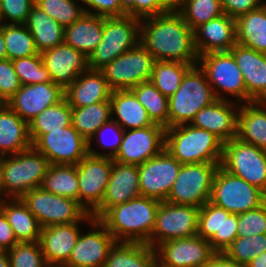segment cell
I'll use <instances>...</instances> for the list:
<instances>
[{"label": "cell", "instance_id": "obj_1", "mask_svg": "<svg viewBox=\"0 0 266 267\" xmlns=\"http://www.w3.org/2000/svg\"><path fill=\"white\" fill-rule=\"evenodd\" d=\"M140 44L155 61H176L195 66L198 54L194 46V31L179 12H166L142 18ZM148 19V22H147Z\"/></svg>", "mask_w": 266, "mask_h": 267}, {"label": "cell", "instance_id": "obj_2", "mask_svg": "<svg viewBox=\"0 0 266 267\" xmlns=\"http://www.w3.org/2000/svg\"><path fill=\"white\" fill-rule=\"evenodd\" d=\"M160 202L154 198L139 196L111 207L99 220L117 242H139L150 246Z\"/></svg>", "mask_w": 266, "mask_h": 267}, {"label": "cell", "instance_id": "obj_3", "mask_svg": "<svg viewBox=\"0 0 266 267\" xmlns=\"http://www.w3.org/2000/svg\"><path fill=\"white\" fill-rule=\"evenodd\" d=\"M224 142L192 124L166 128L165 149L181 164L221 163Z\"/></svg>", "mask_w": 266, "mask_h": 267}, {"label": "cell", "instance_id": "obj_4", "mask_svg": "<svg viewBox=\"0 0 266 267\" xmlns=\"http://www.w3.org/2000/svg\"><path fill=\"white\" fill-rule=\"evenodd\" d=\"M12 156H0V184L1 193L16 199L41 187L50 163L33 145Z\"/></svg>", "mask_w": 266, "mask_h": 267}, {"label": "cell", "instance_id": "obj_5", "mask_svg": "<svg viewBox=\"0 0 266 267\" xmlns=\"http://www.w3.org/2000/svg\"><path fill=\"white\" fill-rule=\"evenodd\" d=\"M213 89L205 72L197 65L184 75L179 89L169 98L168 128L192 122L196 113L217 99H225Z\"/></svg>", "mask_w": 266, "mask_h": 267}, {"label": "cell", "instance_id": "obj_6", "mask_svg": "<svg viewBox=\"0 0 266 267\" xmlns=\"http://www.w3.org/2000/svg\"><path fill=\"white\" fill-rule=\"evenodd\" d=\"M140 22L141 19L128 15L104 17L103 37L88 58V69L101 70L119 55L136 47L140 43L137 41Z\"/></svg>", "mask_w": 266, "mask_h": 267}, {"label": "cell", "instance_id": "obj_7", "mask_svg": "<svg viewBox=\"0 0 266 267\" xmlns=\"http://www.w3.org/2000/svg\"><path fill=\"white\" fill-rule=\"evenodd\" d=\"M21 199L38 220L41 228L94 219L78 201L45 191L42 187L28 191Z\"/></svg>", "mask_w": 266, "mask_h": 267}, {"label": "cell", "instance_id": "obj_8", "mask_svg": "<svg viewBox=\"0 0 266 267\" xmlns=\"http://www.w3.org/2000/svg\"><path fill=\"white\" fill-rule=\"evenodd\" d=\"M209 202L238 215L263 205L266 194L219 165L214 175Z\"/></svg>", "mask_w": 266, "mask_h": 267}, {"label": "cell", "instance_id": "obj_9", "mask_svg": "<svg viewBox=\"0 0 266 267\" xmlns=\"http://www.w3.org/2000/svg\"><path fill=\"white\" fill-rule=\"evenodd\" d=\"M220 166L266 194V151L233 138L224 142Z\"/></svg>", "mask_w": 266, "mask_h": 267}, {"label": "cell", "instance_id": "obj_10", "mask_svg": "<svg viewBox=\"0 0 266 267\" xmlns=\"http://www.w3.org/2000/svg\"><path fill=\"white\" fill-rule=\"evenodd\" d=\"M220 163L182 164L166 202L202 207L210 200Z\"/></svg>", "mask_w": 266, "mask_h": 267}, {"label": "cell", "instance_id": "obj_11", "mask_svg": "<svg viewBox=\"0 0 266 267\" xmlns=\"http://www.w3.org/2000/svg\"><path fill=\"white\" fill-rule=\"evenodd\" d=\"M154 62V57L139 43L100 71L112 91L128 90L151 79Z\"/></svg>", "mask_w": 266, "mask_h": 267}, {"label": "cell", "instance_id": "obj_12", "mask_svg": "<svg viewBox=\"0 0 266 267\" xmlns=\"http://www.w3.org/2000/svg\"><path fill=\"white\" fill-rule=\"evenodd\" d=\"M200 207L161 201L155 219V227L150 237V247L173 239L197 234ZM155 237V238H154ZM157 240V241H156Z\"/></svg>", "mask_w": 266, "mask_h": 267}, {"label": "cell", "instance_id": "obj_13", "mask_svg": "<svg viewBox=\"0 0 266 267\" xmlns=\"http://www.w3.org/2000/svg\"><path fill=\"white\" fill-rule=\"evenodd\" d=\"M112 163L111 158L88 153L77 164L78 203L90 214L102 203Z\"/></svg>", "mask_w": 266, "mask_h": 267}, {"label": "cell", "instance_id": "obj_14", "mask_svg": "<svg viewBox=\"0 0 266 267\" xmlns=\"http://www.w3.org/2000/svg\"><path fill=\"white\" fill-rule=\"evenodd\" d=\"M181 165L166 149L138 165L141 196L166 201Z\"/></svg>", "mask_w": 266, "mask_h": 267}, {"label": "cell", "instance_id": "obj_15", "mask_svg": "<svg viewBox=\"0 0 266 267\" xmlns=\"http://www.w3.org/2000/svg\"><path fill=\"white\" fill-rule=\"evenodd\" d=\"M33 146L50 164L76 165L88 154V141L72 124L43 134Z\"/></svg>", "mask_w": 266, "mask_h": 267}, {"label": "cell", "instance_id": "obj_16", "mask_svg": "<svg viewBox=\"0 0 266 267\" xmlns=\"http://www.w3.org/2000/svg\"><path fill=\"white\" fill-rule=\"evenodd\" d=\"M166 128L153 124L148 127L124 130L119 150L113 159L121 164L141 165L165 149Z\"/></svg>", "mask_w": 266, "mask_h": 267}, {"label": "cell", "instance_id": "obj_17", "mask_svg": "<svg viewBox=\"0 0 266 267\" xmlns=\"http://www.w3.org/2000/svg\"><path fill=\"white\" fill-rule=\"evenodd\" d=\"M154 250L158 252L159 267H204L216 253L210 243L197 234L166 241Z\"/></svg>", "mask_w": 266, "mask_h": 267}, {"label": "cell", "instance_id": "obj_18", "mask_svg": "<svg viewBox=\"0 0 266 267\" xmlns=\"http://www.w3.org/2000/svg\"><path fill=\"white\" fill-rule=\"evenodd\" d=\"M198 61L202 62L201 69L205 72L212 88L215 86L216 89L237 96L238 101L244 100L247 104V91L242 72L230 52L207 53L199 56Z\"/></svg>", "mask_w": 266, "mask_h": 267}, {"label": "cell", "instance_id": "obj_19", "mask_svg": "<svg viewBox=\"0 0 266 267\" xmlns=\"http://www.w3.org/2000/svg\"><path fill=\"white\" fill-rule=\"evenodd\" d=\"M238 215L211 202L200 207L197 235L207 240L216 252H223L238 237Z\"/></svg>", "mask_w": 266, "mask_h": 267}, {"label": "cell", "instance_id": "obj_20", "mask_svg": "<svg viewBox=\"0 0 266 267\" xmlns=\"http://www.w3.org/2000/svg\"><path fill=\"white\" fill-rule=\"evenodd\" d=\"M91 223L92 227L102 228V231L80 234L63 267H104L109 251L117 241L99 219L94 218Z\"/></svg>", "mask_w": 266, "mask_h": 267}, {"label": "cell", "instance_id": "obj_21", "mask_svg": "<svg viewBox=\"0 0 266 267\" xmlns=\"http://www.w3.org/2000/svg\"><path fill=\"white\" fill-rule=\"evenodd\" d=\"M64 98V89L56 83L21 85L16 94L6 104L24 121L29 123L47 107Z\"/></svg>", "mask_w": 266, "mask_h": 267}, {"label": "cell", "instance_id": "obj_22", "mask_svg": "<svg viewBox=\"0 0 266 267\" xmlns=\"http://www.w3.org/2000/svg\"><path fill=\"white\" fill-rule=\"evenodd\" d=\"M141 196L138 165L121 164L113 160L109 182L102 203L91 213L100 219L111 207Z\"/></svg>", "mask_w": 266, "mask_h": 267}, {"label": "cell", "instance_id": "obj_23", "mask_svg": "<svg viewBox=\"0 0 266 267\" xmlns=\"http://www.w3.org/2000/svg\"><path fill=\"white\" fill-rule=\"evenodd\" d=\"M40 54L52 82L64 90L88 69V59L65 42Z\"/></svg>", "mask_w": 266, "mask_h": 267}, {"label": "cell", "instance_id": "obj_24", "mask_svg": "<svg viewBox=\"0 0 266 267\" xmlns=\"http://www.w3.org/2000/svg\"><path fill=\"white\" fill-rule=\"evenodd\" d=\"M240 71L247 91V103L266 98V54L236 43L229 51Z\"/></svg>", "mask_w": 266, "mask_h": 267}, {"label": "cell", "instance_id": "obj_25", "mask_svg": "<svg viewBox=\"0 0 266 267\" xmlns=\"http://www.w3.org/2000/svg\"><path fill=\"white\" fill-rule=\"evenodd\" d=\"M78 222L41 228L40 244L48 267H63L80 236Z\"/></svg>", "mask_w": 266, "mask_h": 267}, {"label": "cell", "instance_id": "obj_26", "mask_svg": "<svg viewBox=\"0 0 266 267\" xmlns=\"http://www.w3.org/2000/svg\"><path fill=\"white\" fill-rule=\"evenodd\" d=\"M236 43L235 19L225 13L194 30V46L198 56L211 52H229Z\"/></svg>", "mask_w": 266, "mask_h": 267}, {"label": "cell", "instance_id": "obj_27", "mask_svg": "<svg viewBox=\"0 0 266 267\" xmlns=\"http://www.w3.org/2000/svg\"><path fill=\"white\" fill-rule=\"evenodd\" d=\"M230 101L217 99L196 113L191 124L208 130L223 142L237 137V113L232 110Z\"/></svg>", "mask_w": 266, "mask_h": 267}, {"label": "cell", "instance_id": "obj_28", "mask_svg": "<svg viewBox=\"0 0 266 267\" xmlns=\"http://www.w3.org/2000/svg\"><path fill=\"white\" fill-rule=\"evenodd\" d=\"M111 92L100 70L87 69L64 90V97L71 107H85L98 102L110 101Z\"/></svg>", "mask_w": 266, "mask_h": 267}, {"label": "cell", "instance_id": "obj_29", "mask_svg": "<svg viewBox=\"0 0 266 267\" xmlns=\"http://www.w3.org/2000/svg\"><path fill=\"white\" fill-rule=\"evenodd\" d=\"M103 28V16L84 13L79 20L64 28V42L88 59L102 40Z\"/></svg>", "mask_w": 266, "mask_h": 267}, {"label": "cell", "instance_id": "obj_30", "mask_svg": "<svg viewBox=\"0 0 266 267\" xmlns=\"http://www.w3.org/2000/svg\"><path fill=\"white\" fill-rule=\"evenodd\" d=\"M31 146L28 123L4 103L0 107V156L13 155Z\"/></svg>", "mask_w": 266, "mask_h": 267}, {"label": "cell", "instance_id": "obj_31", "mask_svg": "<svg viewBox=\"0 0 266 267\" xmlns=\"http://www.w3.org/2000/svg\"><path fill=\"white\" fill-rule=\"evenodd\" d=\"M262 105L253 101L241 106L237 114V138L266 151V110Z\"/></svg>", "mask_w": 266, "mask_h": 267}, {"label": "cell", "instance_id": "obj_32", "mask_svg": "<svg viewBox=\"0 0 266 267\" xmlns=\"http://www.w3.org/2000/svg\"><path fill=\"white\" fill-rule=\"evenodd\" d=\"M111 114L115 113L116 122L125 130L126 126L132 129L148 127L154 123L148 116L147 110L137 100L130 90H114L110 95ZM125 127V128H124Z\"/></svg>", "mask_w": 266, "mask_h": 267}, {"label": "cell", "instance_id": "obj_33", "mask_svg": "<svg viewBox=\"0 0 266 267\" xmlns=\"http://www.w3.org/2000/svg\"><path fill=\"white\" fill-rule=\"evenodd\" d=\"M104 267H159L156 251L146 243L116 242Z\"/></svg>", "mask_w": 266, "mask_h": 267}, {"label": "cell", "instance_id": "obj_34", "mask_svg": "<svg viewBox=\"0 0 266 267\" xmlns=\"http://www.w3.org/2000/svg\"><path fill=\"white\" fill-rule=\"evenodd\" d=\"M238 44L266 54V4L235 19Z\"/></svg>", "mask_w": 266, "mask_h": 267}, {"label": "cell", "instance_id": "obj_35", "mask_svg": "<svg viewBox=\"0 0 266 267\" xmlns=\"http://www.w3.org/2000/svg\"><path fill=\"white\" fill-rule=\"evenodd\" d=\"M0 199V210L6 216L19 242H35L40 240L41 226L29 211L21 198L4 203Z\"/></svg>", "mask_w": 266, "mask_h": 267}, {"label": "cell", "instance_id": "obj_36", "mask_svg": "<svg viewBox=\"0 0 266 267\" xmlns=\"http://www.w3.org/2000/svg\"><path fill=\"white\" fill-rule=\"evenodd\" d=\"M39 53L64 42V28L35 4L25 24Z\"/></svg>", "mask_w": 266, "mask_h": 267}, {"label": "cell", "instance_id": "obj_37", "mask_svg": "<svg viewBox=\"0 0 266 267\" xmlns=\"http://www.w3.org/2000/svg\"><path fill=\"white\" fill-rule=\"evenodd\" d=\"M71 117L72 107L65 97L57 104L44 109L28 123L32 145L43 134L70 126L72 124Z\"/></svg>", "mask_w": 266, "mask_h": 267}, {"label": "cell", "instance_id": "obj_38", "mask_svg": "<svg viewBox=\"0 0 266 267\" xmlns=\"http://www.w3.org/2000/svg\"><path fill=\"white\" fill-rule=\"evenodd\" d=\"M110 101L98 102L85 107H72V126L83 136L88 145L95 136V132L111 118Z\"/></svg>", "mask_w": 266, "mask_h": 267}, {"label": "cell", "instance_id": "obj_39", "mask_svg": "<svg viewBox=\"0 0 266 267\" xmlns=\"http://www.w3.org/2000/svg\"><path fill=\"white\" fill-rule=\"evenodd\" d=\"M41 187L45 191L78 201L77 164H50Z\"/></svg>", "mask_w": 266, "mask_h": 267}, {"label": "cell", "instance_id": "obj_40", "mask_svg": "<svg viewBox=\"0 0 266 267\" xmlns=\"http://www.w3.org/2000/svg\"><path fill=\"white\" fill-rule=\"evenodd\" d=\"M130 90L147 110L151 121L168 128L169 98L165 97L150 80L142 82Z\"/></svg>", "mask_w": 266, "mask_h": 267}, {"label": "cell", "instance_id": "obj_41", "mask_svg": "<svg viewBox=\"0 0 266 267\" xmlns=\"http://www.w3.org/2000/svg\"><path fill=\"white\" fill-rule=\"evenodd\" d=\"M192 65L176 61H155L150 81L167 98L180 87L185 73Z\"/></svg>", "mask_w": 266, "mask_h": 267}, {"label": "cell", "instance_id": "obj_42", "mask_svg": "<svg viewBox=\"0 0 266 267\" xmlns=\"http://www.w3.org/2000/svg\"><path fill=\"white\" fill-rule=\"evenodd\" d=\"M3 36L7 59L15 60L40 54L35 41L25 24H4Z\"/></svg>", "mask_w": 266, "mask_h": 267}, {"label": "cell", "instance_id": "obj_43", "mask_svg": "<svg viewBox=\"0 0 266 267\" xmlns=\"http://www.w3.org/2000/svg\"><path fill=\"white\" fill-rule=\"evenodd\" d=\"M183 7L179 13L193 31L224 14L221 0H186Z\"/></svg>", "mask_w": 266, "mask_h": 267}, {"label": "cell", "instance_id": "obj_44", "mask_svg": "<svg viewBox=\"0 0 266 267\" xmlns=\"http://www.w3.org/2000/svg\"><path fill=\"white\" fill-rule=\"evenodd\" d=\"M264 252H266V234L238 236L223 251L228 258L244 265Z\"/></svg>", "mask_w": 266, "mask_h": 267}, {"label": "cell", "instance_id": "obj_45", "mask_svg": "<svg viewBox=\"0 0 266 267\" xmlns=\"http://www.w3.org/2000/svg\"><path fill=\"white\" fill-rule=\"evenodd\" d=\"M34 4L63 28L79 20L84 13L90 12L85 8L77 7L73 0H35Z\"/></svg>", "mask_w": 266, "mask_h": 267}, {"label": "cell", "instance_id": "obj_46", "mask_svg": "<svg viewBox=\"0 0 266 267\" xmlns=\"http://www.w3.org/2000/svg\"><path fill=\"white\" fill-rule=\"evenodd\" d=\"M12 63L21 85L52 82L41 54L15 59L12 60Z\"/></svg>", "mask_w": 266, "mask_h": 267}, {"label": "cell", "instance_id": "obj_47", "mask_svg": "<svg viewBox=\"0 0 266 267\" xmlns=\"http://www.w3.org/2000/svg\"><path fill=\"white\" fill-rule=\"evenodd\" d=\"M7 253L10 267H48L39 241L18 242Z\"/></svg>", "mask_w": 266, "mask_h": 267}, {"label": "cell", "instance_id": "obj_48", "mask_svg": "<svg viewBox=\"0 0 266 267\" xmlns=\"http://www.w3.org/2000/svg\"><path fill=\"white\" fill-rule=\"evenodd\" d=\"M238 236L266 234V202L258 208L238 214Z\"/></svg>", "mask_w": 266, "mask_h": 267}, {"label": "cell", "instance_id": "obj_49", "mask_svg": "<svg viewBox=\"0 0 266 267\" xmlns=\"http://www.w3.org/2000/svg\"><path fill=\"white\" fill-rule=\"evenodd\" d=\"M21 83L12 60H0V99L6 103L20 89Z\"/></svg>", "mask_w": 266, "mask_h": 267}, {"label": "cell", "instance_id": "obj_50", "mask_svg": "<svg viewBox=\"0 0 266 267\" xmlns=\"http://www.w3.org/2000/svg\"><path fill=\"white\" fill-rule=\"evenodd\" d=\"M35 0H1L3 18H9L11 24H26Z\"/></svg>", "mask_w": 266, "mask_h": 267}, {"label": "cell", "instance_id": "obj_51", "mask_svg": "<svg viewBox=\"0 0 266 267\" xmlns=\"http://www.w3.org/2000/svg\"><path fill=\"white\" fill-rule=\"evenodd\" d=\"M110 128V129H109ZM107 130H110L108 132H114L115 133V137H114V141L113 142H105L103 141L104 139L102 138V135L104 133V131H107ZM98 133V141L101 142L102 144V147L104 148H110V149H113V152L111 151L110 153H106V154H101V153H98V152H95L94 150L91 149V145H88V153L90 155H93V156H100V157H107V158H111V159H114L118 150H119V147H120V144L122 142V138H123V135H124V129L115 121L113 120V118L104 123L102 126L99 127V129L95 132V135ZM103 139V140H102Z\"/></svg>", "mask_w": 266, "mask_h": 267}, {"label": "cell", "instance_id": "obj_52", "mask_svg": "<svg viewBox=\"0 0 266 267\" xmlns=\"http://www.w3.org/2000/svg\"><path fill=\"white\" fill-rule=\"evenodd\" d=\"M221 2L223 12L234 19L265 4L261 3V0H221Z\"/></svg>", "mask_w": 266, "mask_h": 267}, {"label": "cell", "instance_id": "obj_53", "mask_svg": "<svg viewBox=\"0 0 266 267\" xmlns=\"http://www.w3.org/2000/svg\"><path fill=\"white\" fill-rule=\"evenodd\" d=\"M88 6L97 10V13H91L103 17H121L126 14L120 8V0H81ZM99 11V12H98Z\"/></svg>", "mask_w": 266, "mask_h": 267}, {"label": "cell", "instance_id": "obj_54", "mask_svg": "<svg viewBox=\"0 0 266 267\" xmlns=\"http://www.w3.org/2000/svg\"><path fill=\"white\" fill-rule=\"evenodd\" d=\"M166 13L160 0H134V17L142 19Z\"/></svg>", "mask_w": 266, "mask_h": 267}, {"label": "cell", "instance_id": "obj_55", "mask_svg": "<svg viewBox=\"0 0 266 267\" xmlns=\"http://www.w3.org/2000/svg\"><path fill=\"white\" fill-rule=\"evenodd\" d=\"M18 242L6 216L0 210V250L8 251Z\"/></svg>", "mask_w": 266, "mask_h": 267}, {"label": "cell", "instance_id": "obj_56", "mask_svg": "<svg viewBox=\"0 0 266 267\" xmlns=\"http://www.w3.org/2000/svg\"><path fill=\"white\" fill-rule=\"evenodd\" d=\"M204 267H247L228 258L223 252H216Z\"/></svg>", "mask_w": 266, "mask_h": 267}, {"label": "cell", "instance_id": "obj_57", "mask_svg": "<svg viewBox=\"0 0 266 267\" xmlns=\"http://www.w3.org/2000/svg\"><path fill=\"white\" fill-rule=\"evenodd\" d=\"M185 1L186 0H160L162 8L166 12H179L183 8L182 6H184Z\"/></svg>", "mask_w": 266, "mask_h": 267}, {"label": "cell", "instance_id": "obj_58", "mask_svg": "<svg viewBox=\"0 0 266 267\" xmlns=\"http://www.w3.org/2000/svg\"><path fill=\"white\" fill-rule=\"evenodd\" d=\"M120 8L126 15L134 17V0H120Z\"/></svg>", "mask_w": 266, "mask_h": 267}, {"label": "cell", "instance_id": "obj_59", "mask_svg": "<svg viewBox=\"0 0 266 267\" xmlns=\"http://www.w3.org/2000/svg\"><path fill=\"white\" fill-rule=\"evenodd\" d=\"M247 267H266V252L257 255L248 264Z\"/></svg>", "mask_w": 266, "mask_h": 267}, {"label": "cell", "instance_id": "obj_60", "mask_svg": "<svg viewBox=\"0 0 266 267\" xmlns=\"http://www.w3.org/2000/svg\"><path fill=\"white\" fill-rule=\"evenodd\" d=\"M7 59V51L3 36V24H0V60Z\"/></svg>", "mask_w": 266, "mask_h": 267}, {"label": "cell", "instance_id": "obj_61", "mask_svg": "<svg viewBox=\"0 0 266 267\" xmlns=\"http://www.w3.org/2000/svg\"><path fill=\"white\" fill-rule=\"evenodd\" d=\"M0 267H10V259L7 251L0 250Z\"/></svg>", "mask_w": 266, "mask_h": 267}, {"label": "cell", "instance_id": "obj_62", "mask_svg": "<svg viewBox=\"0 0 266 267\" xmlns=\"http://www.w3.org/2000/svg\"><path fill=\"white\" fill-rule=\"evenodd\" d=\"M1 14H2V5H1V0H0V22H1Z\"/></svg>", "mask_w": 266, "mask_h": 267}, {"label": "cell", "instance_id": "obj_63", "mask_svg": "<svg viewBox=\"0 0 266 267\" xmlns=\"http://www.w3.org/2000/svg\"><path fill=\"white\" fill-rule=\"evenodd\" d=\"M263 106L266 104V98L262 101Z\"/></svg>", "mask_w": 266, "mask_h": 267}, {"label": "cell", "instance_id": "obj_64", "mask_svg": "<svg viewBox=\"0 0 266 267\" xmlns=\"http://www.w3.org/2000/svg\"><path fill=\"white\" fill-rule=\"evenodd\" d=\"M4 103L2 102V100L0 99V107L3 105Z\"/></svg>", "mask_w": 266, "mask_h": 267}]
</instances>
